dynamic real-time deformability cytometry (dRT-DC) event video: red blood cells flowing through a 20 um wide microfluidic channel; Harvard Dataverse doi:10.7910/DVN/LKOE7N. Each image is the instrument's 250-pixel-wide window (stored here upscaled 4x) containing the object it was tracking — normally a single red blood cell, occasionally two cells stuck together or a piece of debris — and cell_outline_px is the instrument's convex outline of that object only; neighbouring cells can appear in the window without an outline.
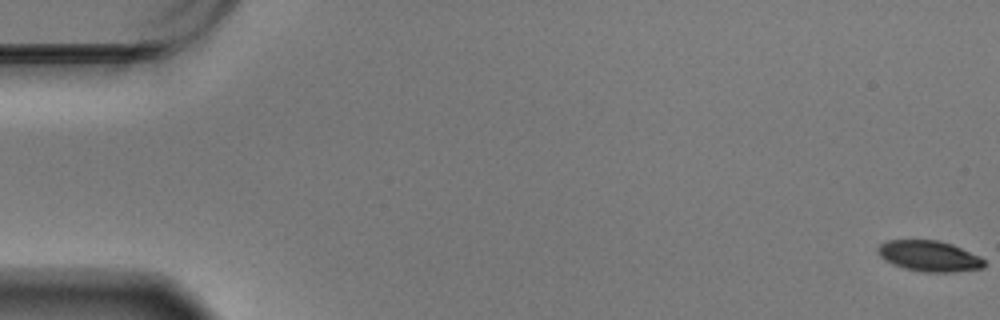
{"species": "Egyptian fruit bat (a non-hibernating species)", "species_latin": "Rousettus aegyptiacus", "temperature_condition": "warm", "stored_images_in_passage": 60, "camera_frame_rate_fps": 3000, "um_per_image_px": 0.085, "animal": {"sex": "male"}, "frame": {"image": 1, "passage_image": 1, "time_ms": 0.0, "image_size_px": [1000, 320], "cell_outline_px": [[984, 268], [952, 272], [924, 272], [904, 268], [892, 264], [880, 256], [876, 252], [876, 248], [880, 244], [888, 240], [940, 240], [952, 244], [980, 256], [984, 260]], "centroid_in_image_um": [78.97, 21.76], "position_along_channel_um": 6.0, "area_um2": 19.13}}
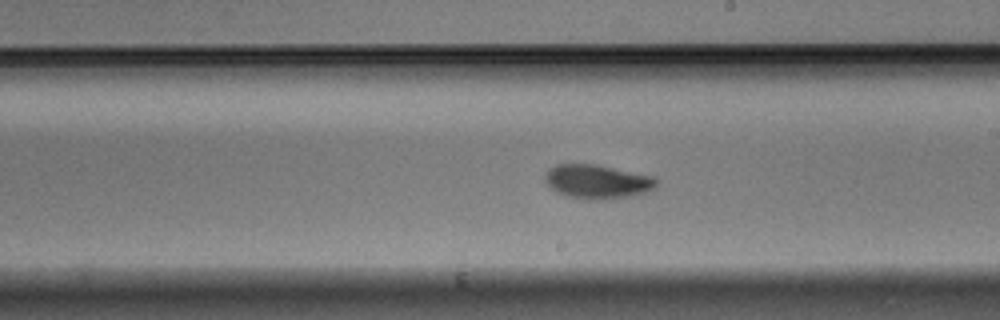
{"frame": {"image": 2, "passage_image": 35, "time_ms": 11.333, "image_size_px": [1000, 320], "cell_outline_px": [[660, 184], [656, 188], [648, 192], [632, 196], [600, 200], [588, 200], [568, 196], [556, 192], [544, 180], [544, 176], [548, 168], [556, 164], [596, 164], [656, 176], [660, 180]], "centroid_in_image_um": [50.85, 15.43], "position_along_channel_um": 238.2, "area_um2": 22.66}}
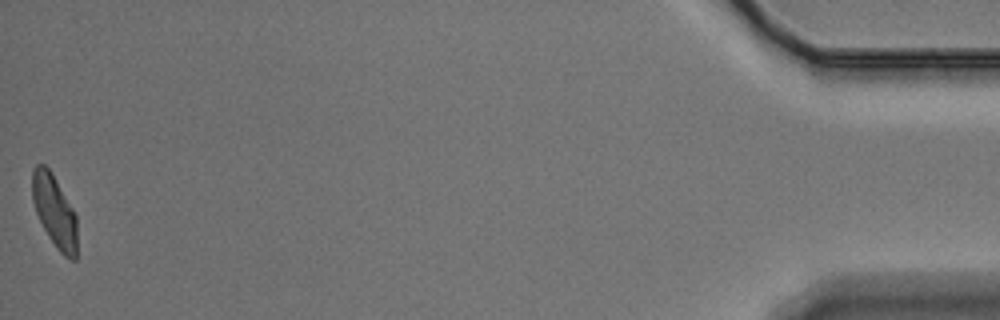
{"frame": {"image": 3, "passage_image": 60, "time_ms": 19.667, "image_size_px": [1000, 320], "cell_outline_px": [[76, 260], [72, 260], [64, 256], [56, 248], [48, 236], [36, 212], [32, 200], [32, 168], [36, 164], [44, 164], [52, 172], [72, 208], [76, 216]], "centroid_in_image_um": [4.61, 17.93], "position_along_channel_um": 430.6, "area_um2": 18.79}, "authors_computed_cell_mechanics": {"area_um2": 20.23, "velocity_mm_per_s": 3.4433, "shape_relaxation_time_tau1_ms": 2.9669, "shape_relaxation_time_tau2_ms": 5.9746, "deformation_change_tau1": 0.1583, "deformation_change_tau2": 0.1083}}